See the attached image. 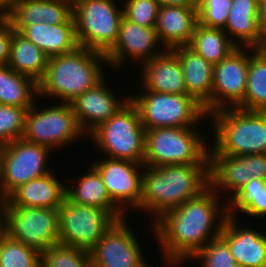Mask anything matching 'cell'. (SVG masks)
Returning a JSON list of instances; mask_svg holds the SVG:
<instances>
[{"label": "cell", "instance_id": "33", "mask_svg": "<svg viewBox=\"0 0 266 267\" xmlns=\"http://www.w3.org/2000/svg\"><path fill=\"white\" fill-rule=\"evenodd\" d=\"M41 253L35 248L10 238L0 242V267H40Z\"/></svg>", "mask_w": 266, "mask_h": 267}, {"label": "cell", "instance_id": "37", "mask_svg": "<svg viewBox=\"0 0 266 267\" xmlns=\"http://www.w3.org/2000/svg\"><path fill=\"white\" fill-rule=\"evenodd\" d=\"M198 24L224 29L232 0H196Z\"/></svg>", "mask_w": 266, "mask_h": 267}, {"label": "cell", "instance_id": "23", "mask_svg": "<svg viewBox=\"0 0 266 267\" xmlns=\"http://www.w3.org/2000/svg\"><path fill=\"white\" fill-rule=\"evenodd\" d=\"M259 0H232L223 29L237 47L266 48L258 23Z\"/></svg>", "mask_w": 266, "mask_h": 267}, {"label": "cell", "instance_id": "21", "mask_svg": "<svg viewBox=\"0 0 266 267\" xmlns=\"http://www.w3.org/2000/svg\"><path fill=\"white\" fill-rule=\"evenodd\" d=\"M139 78L147 91L186 94L183 69L178 57L171 51L165 50L162 54L145 62L141 67Z\"/></svg>", "mask_w": 266, "mask_h": 267}, {"label": "cell", "instance_id": "1", "mask_svg": "<svg viewBox=\"0 0 266 267\" xmlns=\"http://www.w3.org/2000/svg\"><path fill=\"white\" fill-rule=\"evenodd\" d=\"M228 215V203L211 186L195 198L166 211L152 224L151 230L160 248L159 256L163 257L162 264L165 267L183 266L220 235Z\"/></svg>", "mask_w": 266, "mask_h": 267}, {"label": "cell", "instance_id": "43", "mask_svg": "<svg viewBox=\"0 0 266 267\" xmlns=\"http://www.w3.org/2000/svg\"><path fill=\"white\" fill-rule=\"evenodd\" d=\"M160 6L163 5H185V6H197L196 0H158Z\"/></svg>", "mask_w": 266, "mask_h": 267}, {"label": "cell", "instance_id": "17", "mask_svg": "<svg viewBox=\"0 0 266 267\" xmlns=\"http://www.w3.org/2000/svg\"><path fill=\"white\" fill-rule=\"evenodd\" d=\"M107 79L104 77L70 102L77 121L87 136L130 100L128 93L121 98L111 87L108 88Z\"/></svg>", "mask_w": 266, "mask_h": 267}, {"label": "cell", "instance_id": "31", "mask_svg": "<svg viewBox=\"0 0 266 267\" xmlns=\"http://www.w3.org/2000/svg\"><path fill=\"white\" fill-rule=\"evenodd\" d=\"M188 46L213 65L237 47L223 29L209 28L198 23Z\"/></svg>", "mask_w": 266, "mask_h": 267}, {"label": "cell", "instance_id": "35", "mask_svg": "<svg viewBox=\"0 0 266 267\" xmlns=\"http://www.w3.org/2000/svg\"><path fill=\"white\" fill-rule=\"evenodd\" d=\"M28 109L0 105V146L23 137Z\"/></svg>", "mask_w": 266, "mask_h": 267}, {"label": "cell", "instance_id": "29", "mask_svg": "<svg viewBox=\"0 0 266 267\" xmlns=\"http://www.w3.org/2000/svg\"><path fill=\"white\" fill-rule=\"evenodd\" d=\"M237 108L266 111V48L248 47L247 85L244 100Z\"/></svg>", "mask_w": 266, "mask_h": 267}, {"label": "cell", "instance_id": "25", "mask_svg": "<svg viewBox=\"0 0 266 267\" xmlns=\"http://www.w3.org/2000/svg\"><path fill=\"white\" fill-rule=\"evenodd\" d=\"M89 165H86L87 172L78 179L67 180L72 183L66 184V197L72 202L109 212L116 220L129 216L111 200L99 172L90 163Z\"/></svg>", "mask_w": 266, "mask_h": 267}, {"label": "cell", "instance_id": "11", "mask_svg": "<svg viewBox=\"0 0 266 267\" xmlns=\"http://www.w3.org/2000/svg\"><path fill=\"white\" fill-rule=\"evenodd\" d=\"M115 221L109 212L65 197L58 209L59 241L66 246L90 251Z\"/></svg>", "mask_w": 266, "mask_h": 267}, {"label": "cell", "instance_id": "26", "mask_svg": "<svg viewBox=\"0 0 266 267\" xmlns=\"http://www.w3.org/2000/svg\"><path fill=\"white\" fill-rule=\"evenodd\" d=\"M20 33L48 57L70 53L79 47L73 15L65 23H36L26 26Z\"/></svg>", "mask_w": 266, "mask_h": 267}, {"label": "cell", "instance_id": "45", "mask_svg": "<svg viewBox=\"0 0 266 267\" xmlns=\"http://www.w3.org/2000/svg\"><path fill=\"white\" fill-rule=\"evenodd\" d=\"M7 202V197L4 195L1 189V175H0V206L4 205Z\"/></svg>", "mask_w": 266, "mask_h": 267}, {"label": "cell", "instance_id": "15", "mask_svg": "<svg viewBox=\"0 0 266 267\" xmlns=\"http://www.w3.org/2000/svg\"><path fill=\"white\" fill-rule=\"evenodd\" d=\"M164 51L165 48L159 42L155 27H142L122 17L118 38L105 56L111 69L124 70L129 61L135 66L138 63L141 67Z\"/></svg>", "mask_w": 266, "mask_h": 267}, {"label": "cell", "instance_id": "32", "mask_svg": "<svg viewBox=\"0 0 266 267\" xmlns=\"http://www.w3.org/2000/svg\"><path fill=\"white\" fill-rule=\"evenodd\" d=\"M227 203L229 214L236 218L239 213L266 219V180L251 178Z\"/></svg>", "mask_w": 266, "mask_h": 267}, {"label": "cell", "instance_id": "20", "mask_svg": "<svg viewBox=\"0 0 266 267\" xmlns=\"http://www.w3.org/2000/svg\"><path fill=\"white\" fill-rule=\"evenodd\" d=\"M179 59L183 69L186 95L194 97L211 114V94L214 65L201 57L188 45L171 50Z\"/></svg>", "mask_w": 266, "mask_h": 267}, {"label": "cell", "instance_id": "39", "mask_svg": "<svg viewBox=\"0 0 266 267\" xmlns=\"http://www.w3.org/2000/svg\"><path fill=\"white\" fill-rule=\"evenodd\" d=\"M13 32L9 20L0 18V66L8 65Z\"/></svg>", "mask_w": 266, "mask_h": 267}, {"label": "cell", "instance_id": "14", "mask_svg": "<svg viewBox=\"0 0 266 267\" xmlns=\"http://www.w3.org/2000/svg\"><path fill=\"white\" fill-rule=\"evenodd\" d=\"M102 157L98 160L93 159L91 165L99 172L111 200L125 214L130 211L133 213L135 211L139 212L142 184L141 170H143L144 164L130 160Z\"/></svg>", "mask_w": 266, "mask_h": 267}, {"label": "cell", "instance_id": "28", "mask_svg": "<svg viewBox=\"0 0 266 267\" xmlns=\"http://www.w3.org/2000/svg\"><path fill=\"white\" fill-rule=\"evenodd\" d=\"M48 56L20 32L12 33L8 66L39 83L47 69Z\"/></svg>", "mask_w": 266, "mask_h": 267}, {"label": "cell", "instance_id": "18", "mask_svg": "<svg viewBox=\"0 0 266 267\" xmlns=\"http://www.w3.org/2000/svg\"><path fill=\"white\" fill-rule=\"evenodd\" d=\"M237 219L229 214L219 236L228 244L239 267H266V234L254 225H240Z\"/></svg>", "mask_w": 266, "mask_h": 267}, {"label": "cell", "instance_id": "3", "mask_svg": "<svg viewBox=\"0 0 266 267\" xmlns=\"http://www.w3.org/2000/svg\"><path fill=\"white\" fill-rule=\"evenodd\" d=\"M107 65L105 54L80 46L49 57L46 73L38 83V98L70 103L105 77Z\"/></svg>", "mask_w": 266, "mask_h": 267}, {"label": "cell", "instance_id": "5", "mask_svg": "<svg viewBox=\"0 0 266 267\" xmlns=\"http://www.w3.org/2000/svg\"><path fill=\"white\" fill-rule=\"evenodd\" d=\"M198 129L197 126L146 130L144 166L209 164L211 142Z\"/></svg>", "mask_w": 266, "mask_h": 267}, {"label": "cell", "instance_id": "2", "mask_svg": "<svg viewBox=\"0 0 266 267\" xmlns=\"http://www.w3.org/2000/svg\"><path fill=\"white\" fill-rule=\"evenodd\" d=\"M209 186V164L144 166L140 212L149 213L146 216L151 217V226L166 211L195 198Z\"/></svg>", "mask_w": 266, "mask_h": 267}, {"label": "cell", "instance_id": "9", "mask_svg": "<svg viewBox=\"0 0 266 267\" xmlns=\"http://www.w3.org/2000/svg\"><path fill=\"white\" fill-rule=\"evenodd\" d=\"M37 100L27 111L23 139L27 142L49 147L54 153L57 149L71 146L86 138L81 129L71 103L56 102L43 106ZM77 140V141H76ZM56 150V151H55Z\"/></svg>", "mask_w": 266, "mask_h": 267}, {"label": "cell", "instance_id": "34", "mask_svg": "<svg viewBox=\"0 0 266 267\" xmlns=\"http://www.w3.org/2000/svg\"><path fill=\"white\" fill-rule=\"evenodd\" d=\"M40 267H93L89 251L57 244L41 252Z\"/></svg>", "mask_w": 266, "mask_h": 267}, {"label": "cell", "instance_id": "38", "mask_svg": "<svg viewBox=\"0 0 266 267\" xmlns=\"http://www.w3.org/2000/svg\"><path fill=\"white\" fill-rule=\"evenodd\" d=\"M123 17L142 27H156L158 0H123Z\"/></svg>", "mask_w": 266, "mask_h": 267}, {"label": "cell", "instance_id": "30", "mask_svg": "<svg viewBox=\"0 0 266 267\" xmlns=\"http://www.w3.org/2000/svg\"><path fill=\"white\" fill-rule=\"evenodd\" d=\"M38 98V83L32 78L0 66V105L30 108Z\"/></svg>", "mask_w": 266, "mask_h": 267}, {"label": "cell", "instance_id": "44", "mask_svg": "<svg viewBox=\"0 0 266 267\" xmlns=\"http://www.w3.org/2000/svg\"><path fill=\"white\" fill-rule=\"evenodd\" d=\"M6 235V215L4 205L0 206V242Z\"/></svg>", "mask_w": 266, "mask_h": 267}, {"label": "cell", "instance_id": "22", "mask_svg": "<svg viewBox=\"0 0 266 267\" xmlns=\"http://www.w3.org/2000/svg\"><path fill=\"white\" fill-rule=\"evenodd\" d=\"M54 170L20 185L8 197L12 206L59 209L66 197V184Z\"/></svg>", "mask_w": 266, "mask_h": 267}, {"label": "cell", "instance_id": "42", "mask_svg": "<svg viewBox=\"0 0 266 267\" xmlns=\"http://www.w3.org/2000/svg\"><path fill=\"white\" fill-rule=\"evenodd\" d=\"M20 0H0V18H6Z\"/></svg>", "mask_w": 266, "mask_h": 267}, {"label": "cell", "instance_id": "12", "mask_svg": "<svg viewBox=\"0 0 266 267\" xmlns=\"http://www.w3.org/2000/svg\"><path fill=\"white\" fill-rule=\"evenodd\" d=\"M6 234L40 253L59 241L58 209L4 204Z\"/></svg>", "mask_w": 266, "mask_h": 267}, {"label": "cell", "instance_id": "6", "mask_svg": "<svg viewBox=\"0 0 266 267\" xmlns=\"http://www.w3.org/2000/svg\"><path fill=\"white\" fill-rule=\"evenodd\" d=\"M145 132L138 108L129 100L87 138L94 143L100 152L99 156L143 163Z\"/></svg>", "mask_w": 266, "mask_h": 267}, {"label": "cell", "instance_id": "36", "mask_svg": "<svg viewBox=\"0 0 266 267\" xmlns=\"http://www.w3.org/2000/svg\"><path fill=\"white\" fill-rule=\"evenodd\" d=\"M200 263V267H239L228 244L220 237L210 240L190 260Z\"/></svg>", "mask_w": 266, "mask_h": 267}, {"label": "cell", "instance_id": "10", "mask_svg": "<svg viewBox=\"0 0 266 267\" xmlns=\"http://www.w3.org/2000/svg\"><path fill=\"white\" fill-rule=\"evenodd\" d=\"M49 147L25 141L23 138L0 146L1 189L8 197L20 185L52 170Z\"/></svg>", "mask_w": 266, "mask_h": 267}, {"label": "cell", "instance_id": "27", "mask_svg": "<svg viewBox=\"0 0 266 267\" xmlns=\"http://www.w3.org/2000/svg\"><path fill=\"white\" fill-rule=\"evenodd\" d=\"M209 177L210 186L228 202L252 178L247 176L246 155H209Z\"/></svg>", "mask_w": 266, "mask_h": 267}, {"label": "cell", "instance_id": "24", "mask_svg": "<svg viewBox=\"0 0 266 267\" xmlns=\"http://www.w3.org/2000/svg\"><path fill=\"white\" fill-rule=\"evenodd\" d=\"M71 16L72 0H20L6 18L13 30L21 32L36 23H65Z\"/></svg>", "mask_w": 266, "mask_h": 267}, {"label": "cell", "instance_id": "7", "mask_svg": "<svg viewBox=\"0 0 266 267\" xmlns=\"http://www.w3.org/2000/svg\"><path fill=\"white\" fill-rule=\"evenodd\" d=\"M139 94H130L138 108L145 129L164 127H197L208 120L204 106L186 94L147 91L142 86ZM141 93V94H140Z\"/></svg>", "mask_w": 266, "mask_h": 267}, {"label": "cell", "instance_id": "19", "mask_svg": "<svg viewBox=\"0 0 266 267\" xmlns=\"http://www.w3.org/2000/svg\"><path fill=\"white\" fill-rule=\"evenodd\" d=\"M197 23V6H160L155 27L159 42L165 50L188 45Z\"/></svg>", "mask_w": 266, "mask_h": 267}, {"label": "cell", "instance_id": "40", "mask_svg": "<svg viewBox=\"0 0 266 267\" xmlns=\"http://www.w3.org/2000/svg\"><path fill=\"white\" fill-rule=\"evenodd\" d=\"M247 176L266 180V154L246 155Z\"/></svg>", "mask_w": 266, "mask_h": 267}, {"label": "cell", "instance_id": "4", "mask_svg": "<svg viewBox=\"0 0 266 267\" xmlns=\"http://www.w3.org/2000/svg\"><path fill=\"white\" fill-rule=\"evenodd\" d=\"M208 118L215 138L209 137L213 142L209 155L266 154V111L230 107L212 112Z\"/></svg>", "mask_w": 266, "mask_h": 267}, {"label": "cell", "instance_id": "16", "mask_svg": "<svg viewBox=\"0 0 266 267\" xmlns=\"http://www.w3.org/2000/svg\"><path fill=\"white\" fill-rule=\"evenodd\" d=\"M248 74V47H236L214 65L211 113L237 107L245 96Z\"/></svg>", "mask_w": 266, "mask_h": 267}, {"label": "cell", "instance_id": "8", "mask_svg": "<svg viewBox=\"0 0 266 267\" xmlns=\"http://www.w3.org/2000/svg\"><path fill=\"white\" fill-rule=\"evenodd\" d=\"M121 1L72 0V15L80 47L106 54L114 46L123 17Z\"/></svg>", "mask_w": 266, "mask_h": 267}, {"label": "cell", "instance_id": "13", "mask_svg": "<svg viewBox=\"0 0 266 267\" xmlns=\"http://www.w3.org/2000/svg\"><path fill=\"white\" fill-rule=\"evenodd\" d=\"M127 219L116 220L89 251L93 267H151Z\"/></svg>", "mask_w": 266, "mask_h": 267}, {"label": "cell", "instance_id": "41", "mask_svg": "<svg viewBox=\"0 0 266 267\" xmlns=\"http://www.w3.org/2000/svg\"><path fill=\"white\" fill-rule=\"evenodd\" d=\"M258 23L260 31L266 39V0H259Z\"/></svg>", "mask_w": 266, "mask_h": 267}]
</instances>
